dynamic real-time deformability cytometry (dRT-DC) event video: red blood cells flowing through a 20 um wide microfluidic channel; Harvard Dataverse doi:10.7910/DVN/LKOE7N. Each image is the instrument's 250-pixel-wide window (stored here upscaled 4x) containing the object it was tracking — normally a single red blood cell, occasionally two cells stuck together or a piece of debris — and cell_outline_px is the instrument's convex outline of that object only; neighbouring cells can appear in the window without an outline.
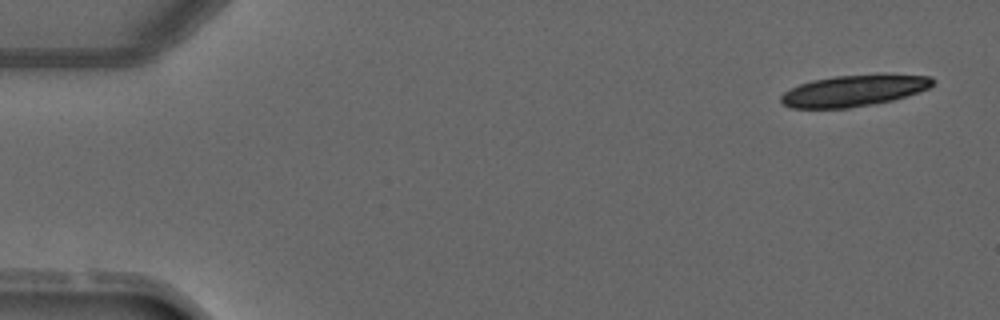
{"species": "common noctule bat (a hibernating species)", "species_latin": "Nyctalus noctula", "temperature_condition": "warm", "stored_images_in_passage": 4, "camera_frame_rate_fps": 3000, "um_per_image_px": 0.085, "animal": {"sex": "male", "forearm_length_mm": 52.5}, "frame": {"image": 1, "passage_image": 1, "time_ms": 0.0, "image_size_px": [1000, 320], "cell_outline_px": [[936, 80], [928, 88], [892, 100], [872, 104], [848, 108], [792, 108], [784, 104], [780, 100], [780, 96], [784, 92], [800, 84], [812, 80], [836, 76], [932, 76]], "centroid_in_image_um": [72.5, 7.73], "position_along_channel_um": 12.5, "area_um2": 26.7}}